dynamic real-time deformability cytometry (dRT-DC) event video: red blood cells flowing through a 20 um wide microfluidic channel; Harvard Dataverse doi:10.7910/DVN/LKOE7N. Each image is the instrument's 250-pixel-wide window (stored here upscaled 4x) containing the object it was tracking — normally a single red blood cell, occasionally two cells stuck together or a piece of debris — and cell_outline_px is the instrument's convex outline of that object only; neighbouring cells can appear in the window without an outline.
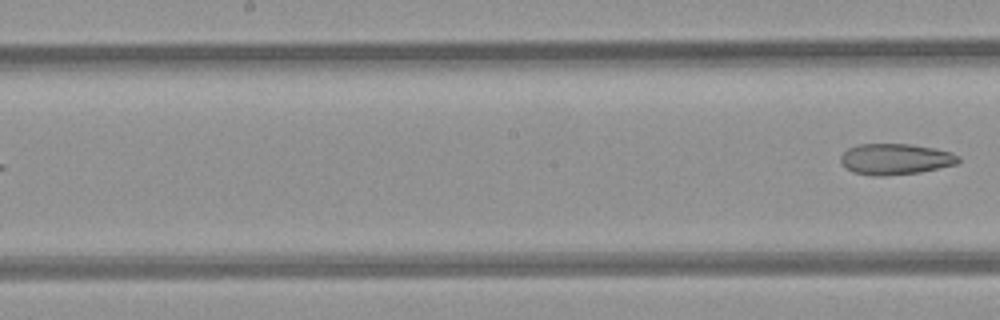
{"species": "common noctule bat (a hibernating species)", "species_latin": "Nyctalus noctula", "temperature_condition": "room temperature", "stored_images_in_passage": 8, "segment_of_instrument_passage": [2, 2], "camera_frame_rate_fps": 3000, "um_per_image_px": 0.085, "animal": {"sex": "female", "body_mass_g": 21.9}, "frame": {"image": 1, "passage_image": 8, "time_ms": 8.333, "image_size_px": [1000, 320], "cell_outline_px": [[960, 160], [956, 164], [920, 172], [880, 176], [872, 176], [852, 172], [840, 160], [840, 156], [848, 148], [860, 144], [912, 144], [952, 152], [960, 156]], "centroid_in_image_um": [76.12, 13.52], "position_along_channel_um": 172.1, "area_um2": 21.15}}